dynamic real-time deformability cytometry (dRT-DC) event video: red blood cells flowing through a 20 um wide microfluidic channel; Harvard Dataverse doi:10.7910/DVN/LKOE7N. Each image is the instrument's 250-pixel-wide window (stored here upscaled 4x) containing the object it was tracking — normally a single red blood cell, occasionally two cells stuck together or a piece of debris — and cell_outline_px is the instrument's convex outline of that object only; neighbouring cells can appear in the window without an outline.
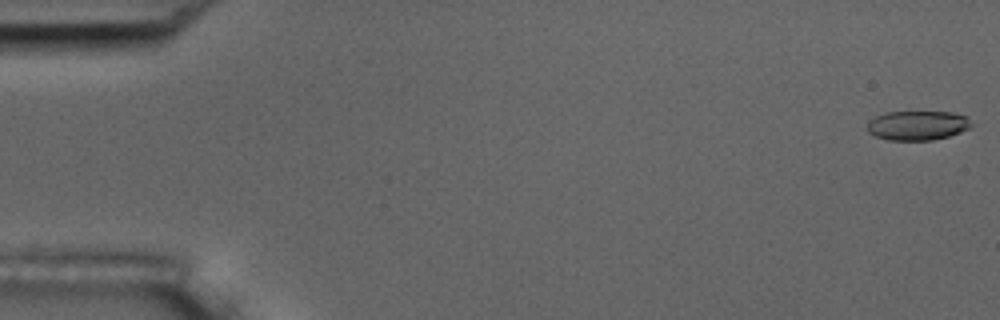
{"species": "common noctule bat (a hibernating species)", "species_latin": "Nyctalus noctula", "temperature_condition": "room temperature", "stored_images_in_passage": 16, "camera_frame_rate_fps": 3000, "um_per_image_px": 0.085, "animal": {"sex": "male", "body_mass_g": 17.5, "forearm_length_mm": 52.3}, "frame": {"image": 1, "passage_image": 1, "time_ms": 0.0, "image_size_px": [1000, 320], "cell_outline_px": [[976, 124], [960, 132], [948, 136], [932, 140], [888, 140], [876, 136], [868, 132], [868, 120], [884, 112], [952, 112], [968, 116]], "centroid_in_image_um": [78.03, 10.65], "position_along_channel_um": 7.0, "area_um2": 18.03}}
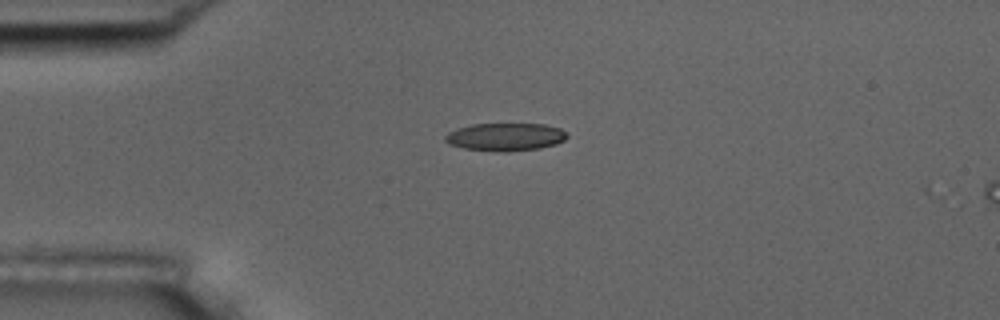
{"frame": {"image": 2, "passage_image": 14, "time_ms": 4.333, "image_size_px": [1000, 320], "cell_outline_px": [[568, 136], [564, 140], [556, 144], [540, 148], [508, 152], [500, 152], [464, 148], [448, 144], [444, 140], [444, 136], [448, 132], [456, 128], [472, 124], [544, 124], [560, 128], [568, 132]], "centroid_in_image_um": [42.96, 11.64], "position_along_channel_um": 42.0, "area_um2": 20.0}}